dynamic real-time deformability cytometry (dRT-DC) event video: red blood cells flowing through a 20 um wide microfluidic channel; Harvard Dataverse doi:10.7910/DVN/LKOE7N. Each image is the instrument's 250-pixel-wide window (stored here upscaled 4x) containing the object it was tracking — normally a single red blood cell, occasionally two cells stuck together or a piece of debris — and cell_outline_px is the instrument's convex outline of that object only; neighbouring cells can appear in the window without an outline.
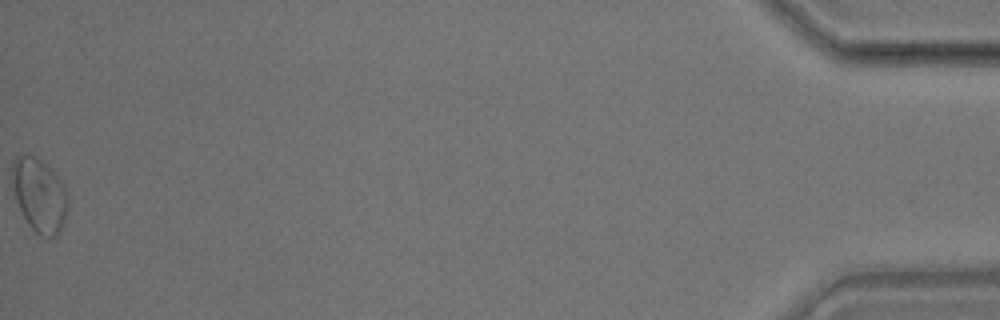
{"species": "common noctule bat (a hibernating species)", "species_latin": "Nyctalus noctula", "temperature_condition": "room temperature", "stored_images_in_passage": 54, "camera_frame_rate_fps": 3000, "um_per_image_px": 0.085, "animal": {"sex": "male", "body_mass_g": 17.9}, "frame": {"image": 1, "passage_image": 54, "time_ms": 17.667, "image_size_px": [1000, 320], "cell_outline_px": [[68, 208], [64, 220], [56, 236], [44, 236], [36, 232], [28, 224], [16, 200], [12, 180], [12, 164], [16, 156], [32, 156], [44, 160], [52, 168], [64, 184], [68, 200]], "centroid_in_image_um": [3.37, 16.54], "position_along_channel_um": 431.8, "area_um2": 23.76}, "authors_computed_cell_mechanics": {"area_um2": 17.4845, "velocity_mm_per_s": 3.6841, "shape_relaxation_time_tau1_ms": null, "shape_relaxation_time_tau2_ms": 3.1831, "deformation_change_tau1": null, "deformation_change_tau2": 0.0962}}